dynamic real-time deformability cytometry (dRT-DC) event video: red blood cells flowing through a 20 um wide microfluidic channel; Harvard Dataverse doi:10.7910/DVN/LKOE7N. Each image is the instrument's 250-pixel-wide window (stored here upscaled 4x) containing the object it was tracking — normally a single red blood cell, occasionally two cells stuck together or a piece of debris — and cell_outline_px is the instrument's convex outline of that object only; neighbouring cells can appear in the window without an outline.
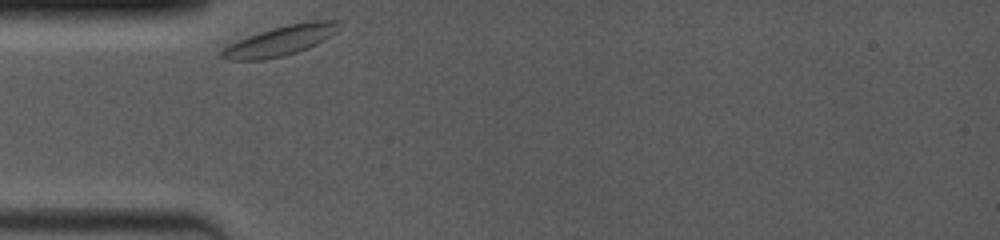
{"species": "common noctule bat (a hibernating species)", "species_latin": "Nyctalus noctula", "temperature_condition": "room temperature", "stored_images_in_passage": 4, "camera_frame_rate_fps": 4000, "um_per_image_px": 0.085, "animal": {"sex": "female", "body_mass_g": 19.0, "forearm_length_mm": 53.3}, "frame": {"image": 1, "passage_image": 1, "time_ms": 0.0, "image_size_px": [1000, 240], "cell_outline_px": [[344, 20], [336, 32], [324, 40], [308, 48], [284, 56], [264, 60], [228, 60], [220, 56], [220, 52], [228, 44], [248, 36], [272, 28], [304, 20]], "centroid_in_image_um": [23.88, 3.44], "position_along_channel_um": 61.1, "area_um2": 20.63}}
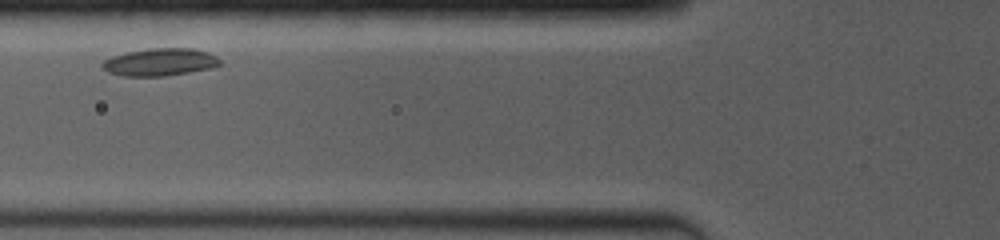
{"frame": {"image": 2, "passage_image": 3, "time_ms": 1.5, "image_size_px": [1000, 240], "cell_outline_px": [[220, 64], [212, 68], [164, 76], [124, 76], [108, 72], [100, 64], [104, 60], [112, 56], [124, 52], [148, 48], [192, 48], [208, 52], [216, 56], [220, 60]], "centroid_in_image_um": [13.58, 5.27], "position_along_channel_um": 112.2, "area_um2": 18.9}}